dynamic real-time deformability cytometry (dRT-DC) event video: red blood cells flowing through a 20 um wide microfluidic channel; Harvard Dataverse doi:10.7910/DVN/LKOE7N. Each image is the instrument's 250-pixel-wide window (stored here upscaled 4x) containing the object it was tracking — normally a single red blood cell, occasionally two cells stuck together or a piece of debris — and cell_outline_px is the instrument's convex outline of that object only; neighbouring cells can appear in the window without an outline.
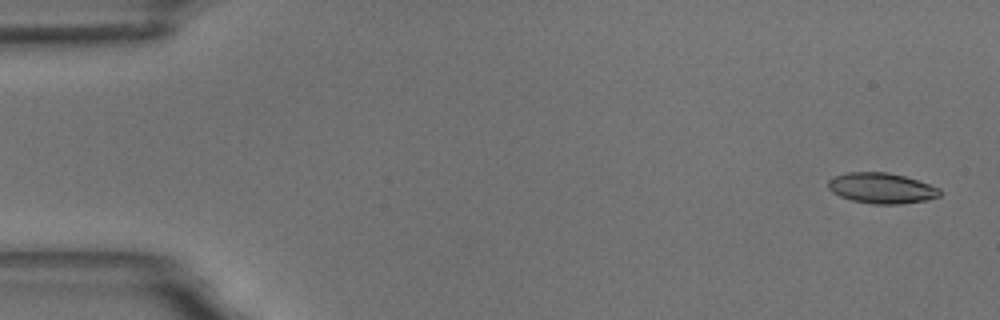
{"species": "common noctule bat (a hibernating species)", "species_latin": "Nyctalus noctula", "temperature_condition": "room temperature", "stored_images_in_passage": 5, "camera_frame_rate_fps": 3000, "um_per_image_px": 0.085, "animal": {"sex": "male", "body_mass_g": 18.8}, "frame": {"image": 1, "passage_image": 1, "time_ms": 0.0, "image_size_px": [1000, 320], "cell_outline_px": [[940, 196], [924, 200], [900, 204], [872, 204], [852, 200], [840, 196], [832, 192], [828, 188], [828, 180], [832, 176], [848, 172], [888, 172], [904, 176], [940, 188]], "centroid_in_image_um": [74.89, 15.98], "position_along_channel_um": 10.1, "area_um2": 19.83}}
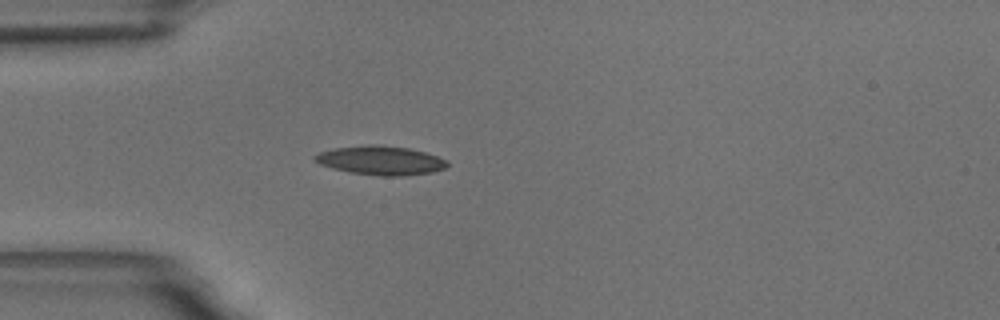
{"frame": {"image": 2, "passage_image": 5, "time_ms": 4.667, "image_size_px": [1000, 320], "cell_outline_px": [[448, 164], [444, 168], [432, 172], [404, 176], [380, 176], [348, 172], [332, 168], [320, 164], [312, 160], [312, 156], [320, 152], [336, 148], [368, 144], [376, 144], [408, 148], [424, 152], [448, 160]], "centroid_in_image_um": [32.33, 13.64], "position_along_channel_um": 52.7, "area_um2": 22.43}}